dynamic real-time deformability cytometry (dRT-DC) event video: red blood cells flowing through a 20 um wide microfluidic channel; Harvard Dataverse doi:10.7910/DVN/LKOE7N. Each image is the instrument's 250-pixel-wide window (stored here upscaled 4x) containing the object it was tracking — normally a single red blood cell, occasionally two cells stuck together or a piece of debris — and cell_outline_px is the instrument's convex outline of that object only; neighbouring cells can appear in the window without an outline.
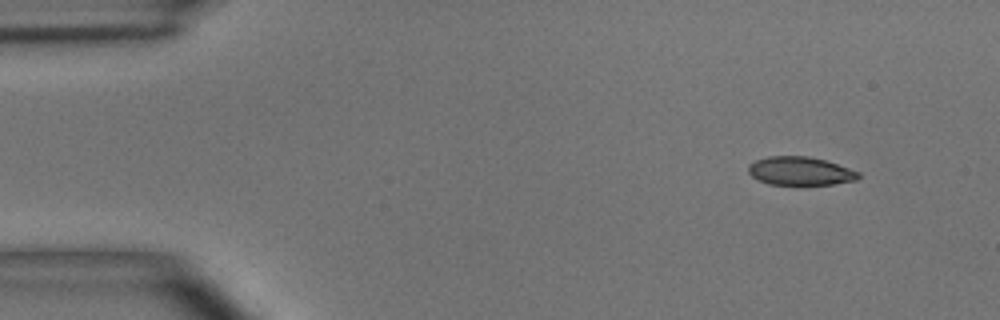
{"species": "common noctule bat (a hibernating species)", "species_latin": "Nyctalus noctula", "temperature_condition": "room temperature", "stored_images_in_passage": 4, "camera_frame_rate_fps": 3000, "um_per_image_px": 0.085, "animal": {"sex": "male", "body_mass_g": 15.6}, "frame": {"image": 1, "passage_image": 2, "time_ms": 1.333, "image_size_px": [1000, 320], "cell_outline_px": [[860, 176], [856, 180], [832, 184], [768, 184], [752, 176], [748, 172], [748, 164], [756, 160], [768, 156], [808, 156], [824, 160], [860, 172]], "centroid_in_image_um": [67.99, 14.53], "position_along_channel_um": 17.0, "area_um2": 18.03}}
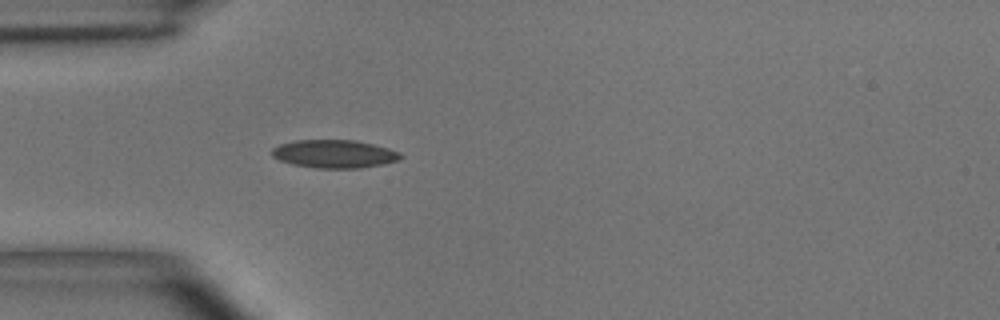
{"frame": {"image": 2, "passage_image": 4, "time_ms": 4.667, "image_size_px": [1000, 320], "cell_outline_px": [[404, 156], [400, 160], [360, 168], [316, 168], [292, 164], [280, 160], [272, 156], [272, 148], [280, 144], [296, 140], [352, 140], [372, 144], [388, 148], [400, 152]], "centroid_in_image_um": [28.42, 13.08], "position_along_channel_um": 56.6, "area_um2": 20.98}}